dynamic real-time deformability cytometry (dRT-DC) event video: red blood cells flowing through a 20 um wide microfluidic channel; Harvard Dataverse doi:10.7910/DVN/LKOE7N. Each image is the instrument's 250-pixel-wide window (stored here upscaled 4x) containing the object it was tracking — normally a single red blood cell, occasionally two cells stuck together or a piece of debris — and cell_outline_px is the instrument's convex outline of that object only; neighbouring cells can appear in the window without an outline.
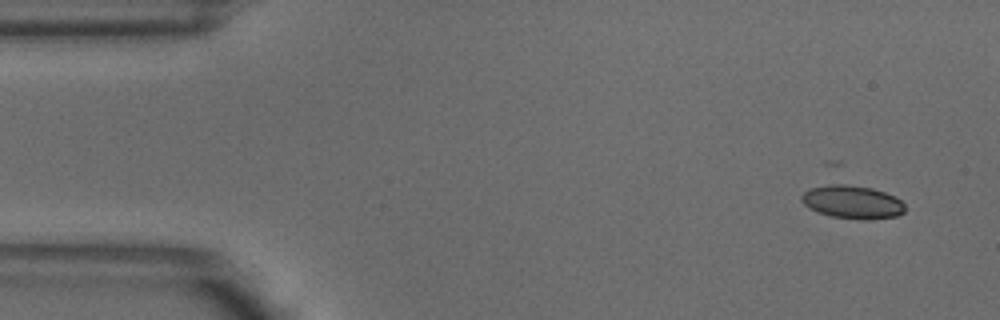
{"species": "common noctule bat (a hibernating species)", "species_latin": "Nyctalus noctula", "temperature_condition": "warm", "stored_images_in_passage": 4, "segment_of_instrument_passage": [1, 2], "camera_frame_rate_fps": 3000, "um_per_image_px": 0.085, "animal": {"sex": "male", "body_mass_g": 18.8}, "frame": {"image": 1, "passage_image": 1, "time_ms": 0.0, "image_size_px": [1000, 320], "cell_outline_px": [[904, 212], [896, 216], [868, 220], [860, 220], [832, 216], [808, 208], [800, 200], [800, 196], [808, 188], [832, 184], [844, 184], [872, 188], [896, 196], [904, 204]], "centroid_in_image_um": [72.44, 17.17], "position_along_channel_um": 12.6, "area_um2": 20.06}}
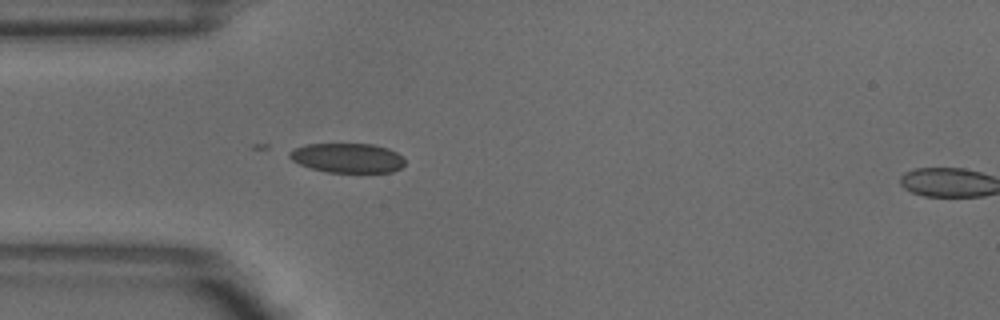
{"frame": {"image": 2, "passage_image": 3, "time_ms": 0.667, "image_size_px": [1000, 320], "cell_outline_px": [[404, 164], [400, 168], [392, 172], [328, 172], [308, 168], [292, 160], [288, 156], [288, 152], [296, 148], [308, 144], [372, 144], [388, 148], [404, 156]], "centroid_in_image_um": [29.54, 13.43], "position_along_channel_um": 55.5, "area_um2": 19.88}}